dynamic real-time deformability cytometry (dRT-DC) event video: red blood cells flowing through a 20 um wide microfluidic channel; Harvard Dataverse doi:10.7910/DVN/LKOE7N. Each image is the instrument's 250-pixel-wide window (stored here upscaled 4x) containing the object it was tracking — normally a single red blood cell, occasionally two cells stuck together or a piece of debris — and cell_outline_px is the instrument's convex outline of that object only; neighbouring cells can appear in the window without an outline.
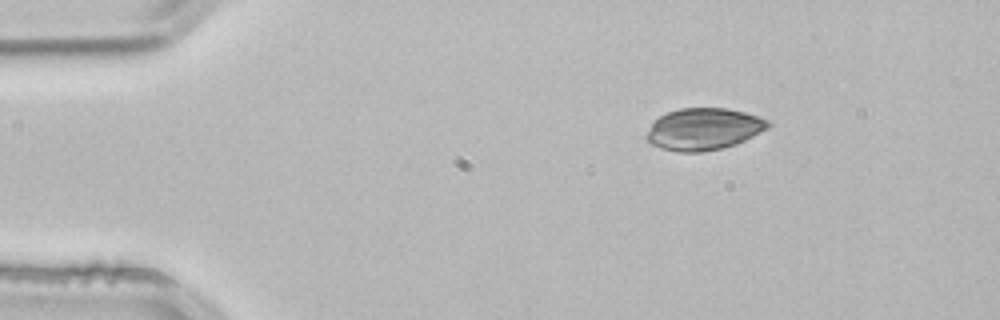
{"species": "common noctule bat (a hibernating species)", "species_latin": "Nyctalus noctula", "temperature_condition": "room temperature", "stored_images_in_passage": 3, "camera_frame_rate_fps": 3000, "um_per_image_px": 0.085, "animal": {"sex": "male", "body_mass_g": 21.5, "forearm_length_mm": 52.0}, "frame": {"image": 1, "passage_image": 1, "time_ms": 0.0, "image_size_px": [1000, 320], "cell_outline_px": [[772, 124], [768, 128], [736, 144], [704, 152], [676, 152], [660, 148], [652, 144], [644, 136], [652, 124], [660, 116], [668, 112], [680, 108], [728, 108], [744, 112], [768, 120]], "centroid_in_image_um": [59.8, 10.97], "position_along_channel_um": 25.2, "area_um2": 29.54}}
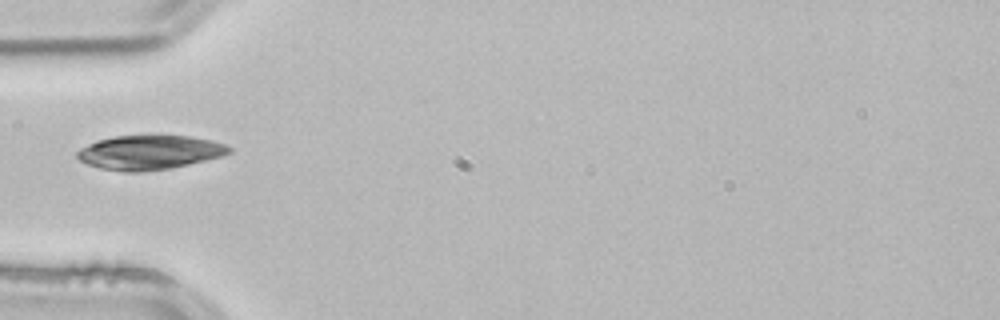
{"frame": {"image": 2, "passage_image": 3, "time_ms": 0.667, "image_size_px": [1000, 320], "cell_outline_px": [[232, 152], [220, 156], [172, 168], [144, 172], [124, 172], [100, 168], [88, 164], [80, 160], [76, 156], [76, 152], [80, 148], [96, 140], [116, 136], [148, 132], [160, 132], [188, 136], [212, 140], [224, 144], [232, 148]], "centroid_in_image_um": [12.69, 12.9], "position_along_channel_um": 72.3, "area_um2": 31.44}}